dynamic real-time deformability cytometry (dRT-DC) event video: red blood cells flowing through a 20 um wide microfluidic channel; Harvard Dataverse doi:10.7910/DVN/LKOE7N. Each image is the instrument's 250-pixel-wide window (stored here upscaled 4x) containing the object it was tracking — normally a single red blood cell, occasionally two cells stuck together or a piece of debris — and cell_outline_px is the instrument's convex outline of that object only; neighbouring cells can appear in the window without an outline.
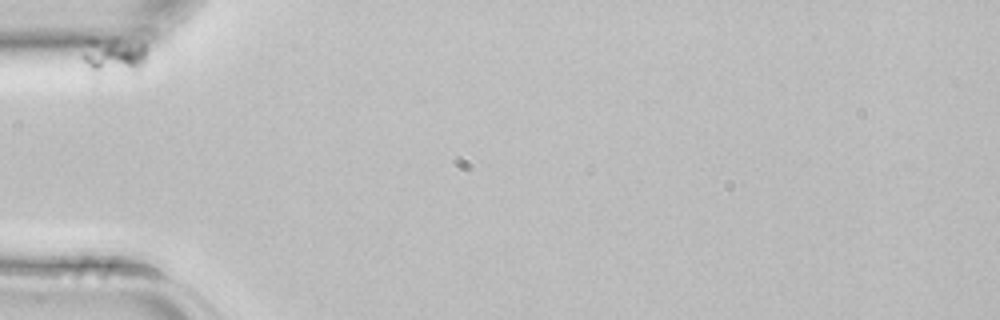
{"species": "common noctule bat (a hibernating species)", "species_latin": "Nyctalus noctula", "temperature_condition": "room temperature", "stored_images_in_passage": 7, "camera_frame_rate_fps": 3000, "um_per_image_px": 0.085, "animal": {"sex": "female", "body_mass_g": 22.7, "forearm_length_mm": 54.2}, "frame": {"image": 1, "passage_image": 1, "time_ms": 0.0, "image_size_px": [1000, 320], "cell_outline_px": [[144, 64], [136, 72], [96, 80], [80, 56], [88, 40], [92, 40], [144, 44]], "centroid_in_image_um": [9.57, 4.95], "position_along_channel_um": 75.4, "area_um2": 14.05}}
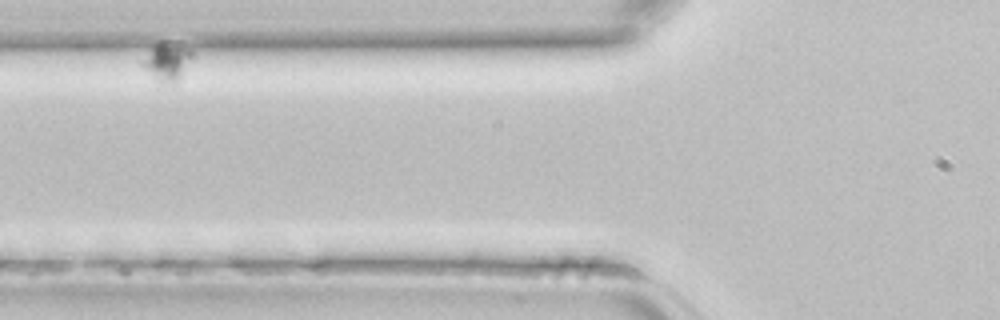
{"frame": {"image": 2, "passage_image": 3, "time_ms": 0.667, "image_size_px": [1000, 320], "cell_outline_px": [[192, 56], [180, 76], [176, 80], [160, 80], [144, 68], [140, 64], [152, 48], [160, 40], [164, 40], [188, 48], [192, 52]], "centroid_in_image_um": [14.19, 5.14], "position_along_channel_um": 111.6, "area_um2": 10.06}}
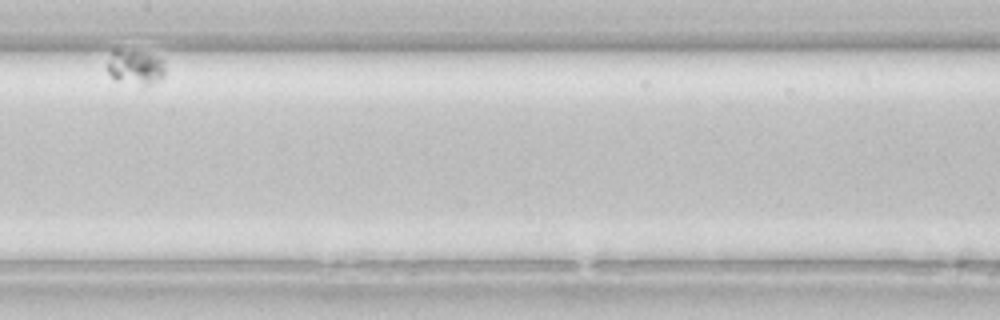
{"frame": {"image": 3, "passage_image": 6, "time_ms": 1.667, "image_size_px": [1000, 320], "cell_outline_px": [[164, 76], [152, 84], [144, 84], [116, 80], [104, 68], [112, 48], [116, 48], [140, 52], [156, 56], [164, 64]], "centroid_in_image_um": [11.42, 5.67], "position_along_channel_um": 196.0, "area_um2": 11.68}}